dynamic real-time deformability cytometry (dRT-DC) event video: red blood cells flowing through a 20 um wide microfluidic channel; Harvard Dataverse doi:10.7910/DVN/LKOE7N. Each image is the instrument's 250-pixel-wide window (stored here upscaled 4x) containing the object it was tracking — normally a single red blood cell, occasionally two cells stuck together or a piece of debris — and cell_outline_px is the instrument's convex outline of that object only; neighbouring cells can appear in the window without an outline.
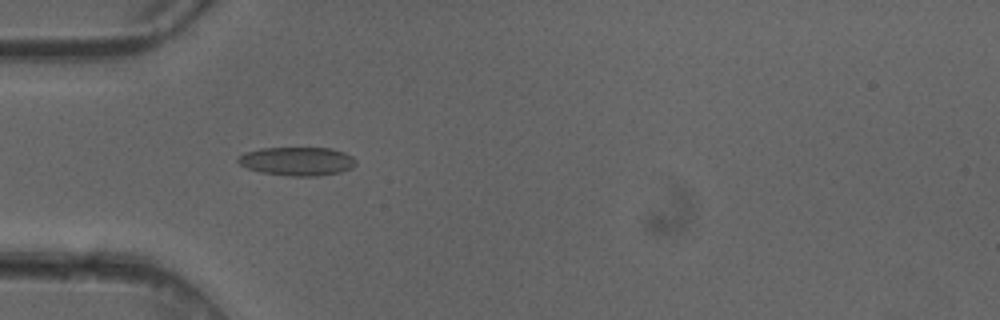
{"species": "common noctule bat (a hibernating species)", "species_latin": "Nyctalus noctula", "temperature_condition": "cold", "stored_images_in_passage": 5, "camera_frame_rate_fps": 3000, "um_per_image_px": 0.085, "animal": {"sex": "female"}, "frame": {"image": 1, "passage_image": 3, "time_ms": 0.667, "image_size_px": [1000, 320], "cell_outline_px": [[356, 164], [352, 168], [340, 172], [320, 176], [288, 176], [260, 172], [248, 168], [240, 164], [236, 160], [236, 156], [244, 152], [260, 148], [332, 148], [344, 152], [352, 156], [356, 160]], "centroid_in_image_um": [25.25, 13.7], "position_along_channel_um": 59.8, "area_um2": 19.88}}
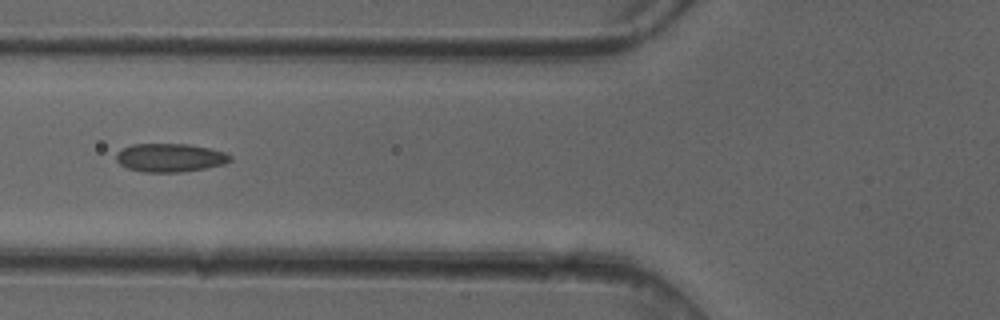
{"frame": {"image": 2, "passage_image": 4, "time_ms": 1.0, "image_size_px": [1000, 320], "cell_outline_px": [[232, 160], [224, 164], [204, 168], [180, 172], [144, 172], [128, 168], [120, 164], [116, 160], [116, 152], [132, 144], [188, 144], [208, 148], [224, 152], [232, 156]], "centroid_in_image_um": [14.45, 13.4], "position_along_channel_um": 111.4, "area_um2": 18.79}}
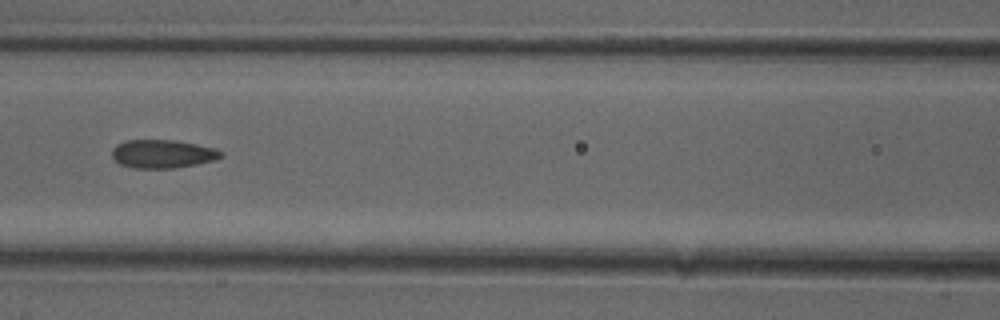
{"frame": {"image": 3, "passage_image": 5, "time_ms": 1.333, "image_size_px": [1000, 320], "cell_outline_px": [[224, 156], [216, 160], [176, 168], [132, 168], [120, 164], [112, 156], [112, 148], [116, 144], [124, 140], [172, 140], [196, 144], [216, 148], [224, 152]], "centroid_in_image_um": [13.84, 13.08], "position_along_channel_um": 152.8, "area_um2": 18.21}}